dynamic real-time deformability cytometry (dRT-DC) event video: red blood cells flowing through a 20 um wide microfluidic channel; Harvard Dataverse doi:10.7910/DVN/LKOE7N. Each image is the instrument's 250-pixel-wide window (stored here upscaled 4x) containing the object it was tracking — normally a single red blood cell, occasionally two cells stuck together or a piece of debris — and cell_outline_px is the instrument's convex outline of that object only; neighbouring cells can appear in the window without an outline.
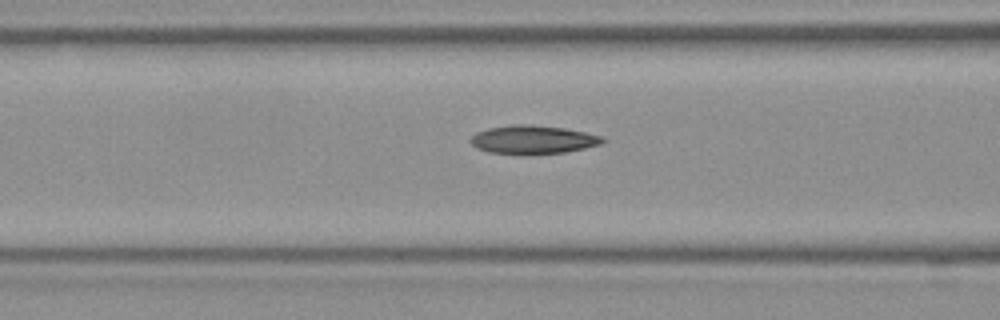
{"species": "Egyptian fruit bat (a non-hibernating species)", "species_latin": "Rousettus aegyptiacus", "temperature_condition": "room temperature", "stored_images_in_passage": 8, "camera_frame_rate_fps": 3000, "um_per_image_px": 0.085, "frame": {"image": 1, "passage_image": 6, "time_ms": 1.667, "image_size_px": [1000, 320], "cell_outline_px": [[608, 140], [600, 144], [584, 148], [564, 152], [520, 156], [488, 152], [476, 148], [468, 140], [476, 132], [488, 128], [512, 124], [532, 124], [564, 128], [604, 136]], "centroid_in_image_um": [45.27, 11.88], "position_along_channel_um": 121.3, "area_um2": 22.48}}